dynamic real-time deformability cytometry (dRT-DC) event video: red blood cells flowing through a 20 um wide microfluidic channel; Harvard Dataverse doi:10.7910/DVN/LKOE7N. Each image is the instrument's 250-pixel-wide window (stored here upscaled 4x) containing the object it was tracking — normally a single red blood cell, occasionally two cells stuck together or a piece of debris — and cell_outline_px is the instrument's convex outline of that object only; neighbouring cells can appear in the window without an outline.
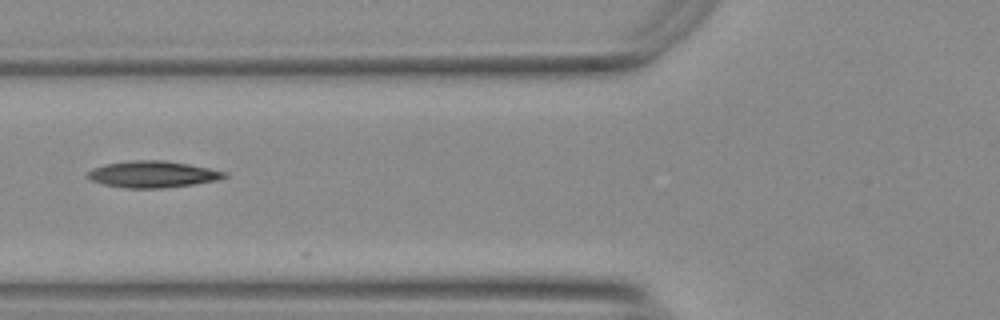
{"species": "Egyptian fruit bat (a non-hibernating species)", "species_latin": "Rousettus aegyptiacus", "temperature_condition": "warm", "stored_images_in_passage": 9, "camera_frame_rate_fps": 3000, "um_per_image_px": 0.085, "animal": {"sex": "female"}, "frame": {"image": 1, "passage_image": 7, "time_ms": 2.0, "image_size_px": [1000, 320], "cell_outline_px": [[228, 176], [216, 180], [192, 184], [160, 188], [124, 188], [104, 184], [92, 180], [84, 176], [92, 168], [104, 164], [128, 160], [164, 160], [188, 164], [228, 172]], "centroid_in_image_um": [12.94, 14.8], "position_along_channel_um": 112.9, "area_um2": 21.15}}